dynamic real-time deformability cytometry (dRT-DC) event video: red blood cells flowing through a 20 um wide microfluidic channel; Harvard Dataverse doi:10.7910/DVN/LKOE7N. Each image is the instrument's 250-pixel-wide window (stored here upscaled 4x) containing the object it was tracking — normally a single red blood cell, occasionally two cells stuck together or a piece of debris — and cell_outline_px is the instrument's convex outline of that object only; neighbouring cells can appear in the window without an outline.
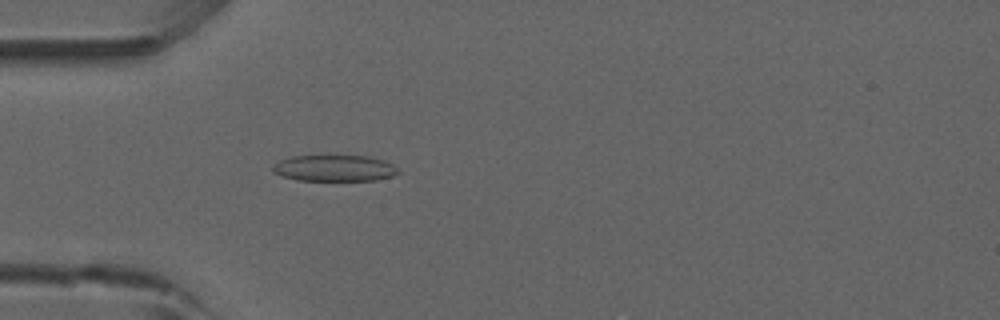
{"species": "common noctule bat (a hibernating species)", "species_latin": "Nyctalus noctula", "temperature_condition": "room temperature", "stored_images_in_passage": 53, "camera_frame_rate_fps": 3000, "um_per_image_px": 0.085, "animal": {"sex": "male", "forearm_length_mm": 52.5}, "frame": {"image": 1, "passage_image": 16, "time_ms": 5.0, "image_size_px": [1000, 320], "cell_outline_px": [[400, 172], [392, 176], [376, 180], [296, 180], [272, 172], [272, 168], [280, 160], [292, 156], [368, 156], [384, 160], [392, 164]], "centroid_in_image_um": [28.44, 14.29], "position_along_channel_um": 56.6, "area_um2": 19.02}}
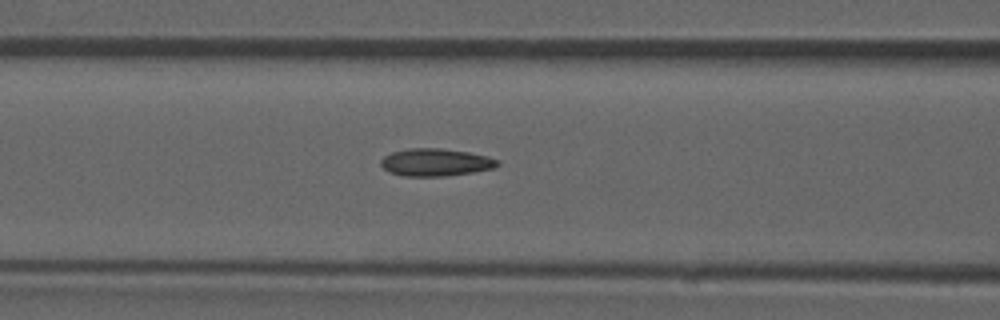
{"frame": {"image": 2, "passage_image": 22, "time_ms": 7.0, "image_size_px": [1000, 320], "cell_outline_px": [[500, 164], [492, 168], [472, 172], [444, 176], [404, 176], [388, 172], [380, 164], [380, 160], [384, 156], [392, 152], [408, 148], [440, 148], [468, 152], [488, 156], [500, 160]], "centroid_in_image_um": [37.01, 13.79], "position_along_channel_um": 129.6, "area_um2": 18.73}}
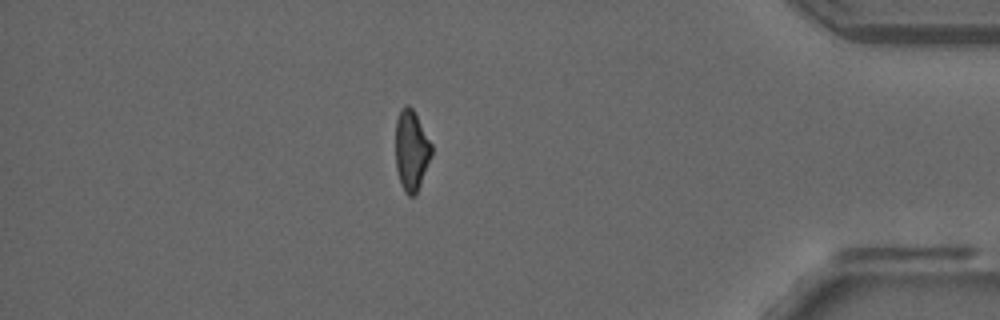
{"frame": {"image": 3, "passage_image": 46, "time_ms": 15.0, "image_size_px": [1000, 320], "cell_outline_px": [[432, 152], [416, 196], [408, 196], [404, 192], [400, 184], [396, 168], [396, 120], [400, 108], [404, 104], [408, 104], [412, 108], [432, 144]], "centroid_in_image_um": [34.95, 12.79], "position_along_channel_um": 400.3, "area_um2": 16.94}, "authors_computed_cell_mechanics": {"area_um2": 18.1492, "velocity_mm_per_s": 3.8834, "shape_relaxation_time_tau1_ms": null, "shape_relaxation_time_tau2_ms": 2.6364, "deformation_change_tau1": null, "deformation_change_tau2": 0.0991}}